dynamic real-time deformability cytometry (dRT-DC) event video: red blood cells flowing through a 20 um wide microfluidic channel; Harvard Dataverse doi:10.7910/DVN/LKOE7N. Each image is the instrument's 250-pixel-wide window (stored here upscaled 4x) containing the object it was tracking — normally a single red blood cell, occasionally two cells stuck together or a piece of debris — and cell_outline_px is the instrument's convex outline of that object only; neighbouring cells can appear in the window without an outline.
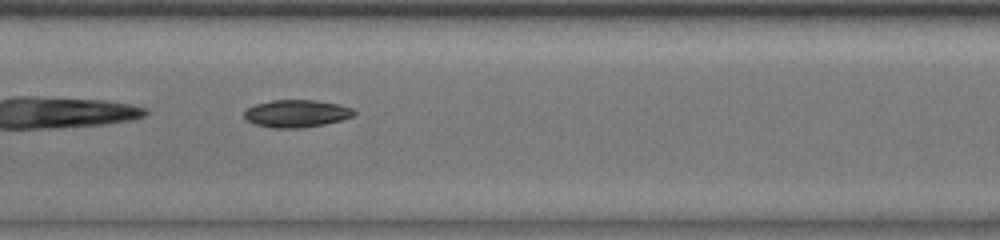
{"species": "common noctule bat (a hibernating species)", "species_latin": "Nyctalus noctula", "temperature_condition": "room temperature", "stored_images_in_passage": 31, "camera_frame_rate_fps": 3000, "um_per_image_px": 0.085, "animal": {"sex": "male", "body_mass_g": 13.0, "forearm_length_mm": 53.1}, "frame": {"image": 1, "passage_image": 10, "time_ms": 3.0, "image_size_px": [1000, 240], "cell_outline_px": [[356, 112], [352, 116], [340, 120], [324, 124], [304, 128], [272, 128], [252, 124], [244, 116], [244, 112], [248, 108], [256, 104], [272, 100], [316, 100], [336, 104], [352, 108]], "centroid_in_image_um": [25.17, 9.66], "position_along_channel_um": 182.2, "area_um2": 17.51}, "authors_computed_cell_mechanics": {"area_um2": 18.207, "velocity_mm_per_s": 3.9596, "shape_relaxation_time_tau1_ms": 2.0726, "shape_relaxation_time_tau2_ms": 1.7363, "deformation_change_tau1": 0.0494, "deformation_change_tau2": 0.0216}}